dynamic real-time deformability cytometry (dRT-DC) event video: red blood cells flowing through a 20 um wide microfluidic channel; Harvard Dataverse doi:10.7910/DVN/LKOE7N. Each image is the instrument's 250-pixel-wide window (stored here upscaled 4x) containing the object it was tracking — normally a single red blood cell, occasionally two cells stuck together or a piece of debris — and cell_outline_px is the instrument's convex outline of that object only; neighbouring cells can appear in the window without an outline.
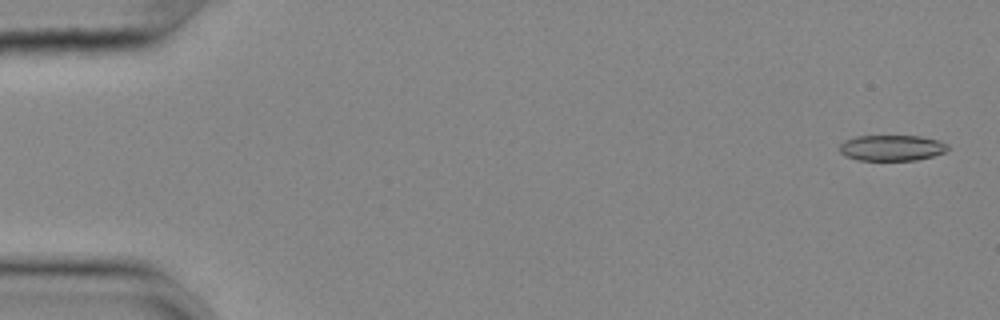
{"species": "common noctule bat (a hibernating species)", "species_latin": "Nyctalus noctula", "temperature_condition": "cold", "stored_images_in_passage": 55, "camera_frame_rate_fps": 3000, "um_per_image_px": 0.085, "animal": {"sex": "female", "body_mass_g": 25.1}, "frame": {"image": 1, "passage_image": 1, "time_ms": 0.0, "image_size_px": [1000, 320], "cell_outline_px": [[948, 148], [944, 152], [932, 156], [916, 160], [860, 160], [844, 156], [840, 152], [840, 144], [844, 140], [856, 136], [920, 136], [940, 140], [948, 144]], "centroid_in_image_um": [75.79, 12.56], "position_along_channel_um": 9.2, "area_um2": 16.3}}
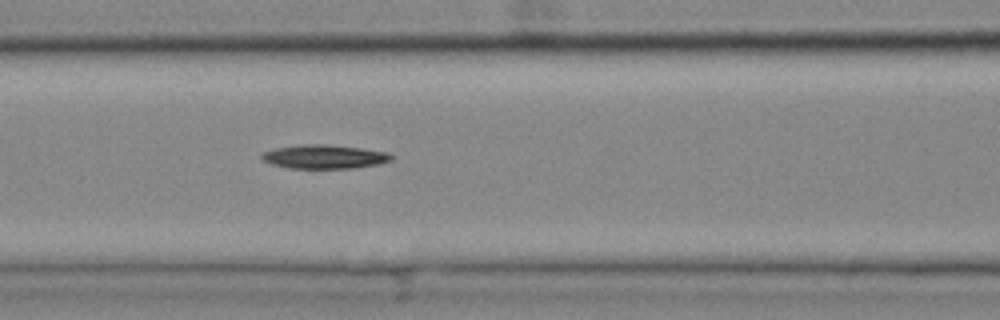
{"frame": {"image": 2, "passage_image": 23, "time_ms": 7.333, "image_size_px": [1000, 320], "cell_outline_px": [[392, 160], [376, 164], [352, 168], [288, 168], [272, 164], [260, 160], [260, 156], [264, 152], [276, 148], [300, 144], [324, 144], [364, 148], [388, 152], [392, 156]], "centroid_in_image_um": [27.54, 13.31], "position_along_channel_um": 139.1, "area_um2": 18.03}}
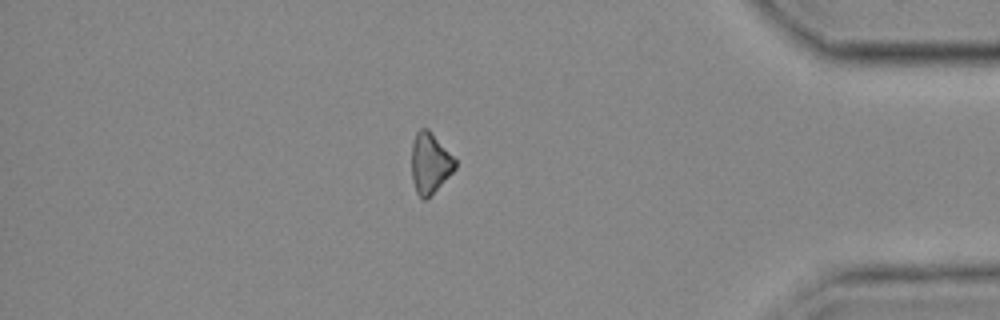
{"frame": {"image": 3, "passage_image": 47, "time_ms": 15.333, "image_size_px": [1000, 320], "cell_outline_px": [[456, 168], [424, 200], [416, 192], [412, 180], [412, 144], [416, 132], [420, 128], [428, 128], [456, 160]], "centroid_in_image_um": [36.52, 13.83], "position_along_channel_um": 398.7, "area_um2": 14.97}}